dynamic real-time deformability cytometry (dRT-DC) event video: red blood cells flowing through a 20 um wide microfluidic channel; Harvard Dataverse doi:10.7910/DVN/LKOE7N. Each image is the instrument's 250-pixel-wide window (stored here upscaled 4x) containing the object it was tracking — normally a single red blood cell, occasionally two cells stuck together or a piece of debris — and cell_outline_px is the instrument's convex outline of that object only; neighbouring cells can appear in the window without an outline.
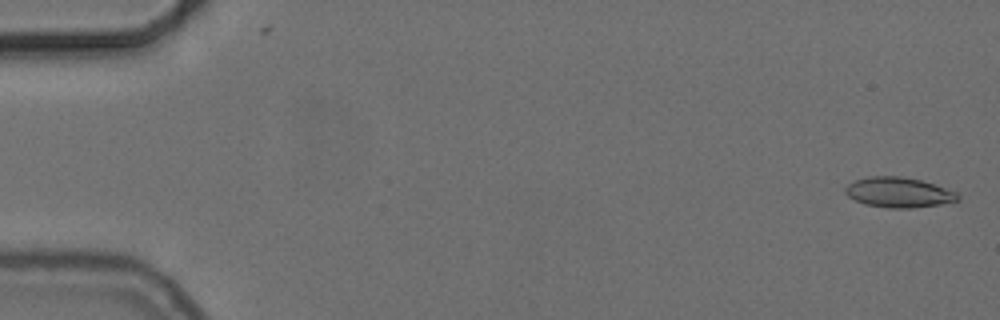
{"species": "common noctule bat (a hibernating species)", "species_latin": "Nyctalus noctula", "temperature_condition": "cold", "stored_images_in_passage": 56, "camera_frame_rate_fps": 3000, "um_per_image_px": 0.085, "animal": {"sex": "female", "body_mass_g": 24.6, "forearm_length_mm": 56.2}, "frame": {"image": 1, "passage_image": 2, "time_ms": 0.333, "image_size_px": [1000, 320], "cell_outline_px": [[960, 200], [940, 204], [912, 208], [888, 208], [864, 204], [848, 196], [844, 192], [844, 188], [848, 184], [856, 180], [868, 176], [900, 176], [920, 180], [956, 192], [960, 196]], "centroid_in_image_um": [76.36, 16.36], "position_along_channel_um": 8.6, "area_um2": 19.65}}
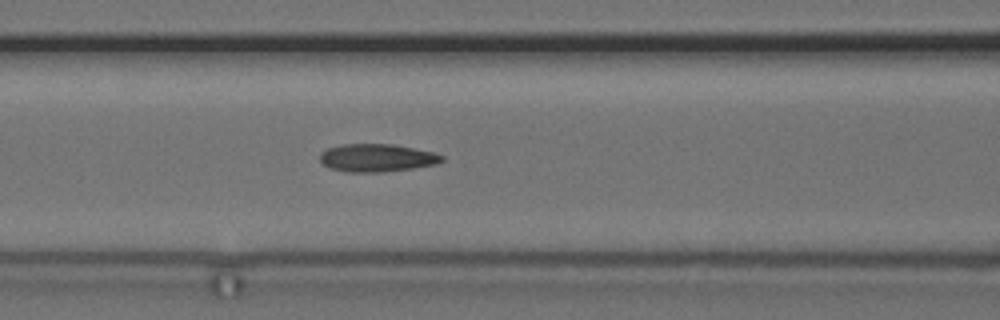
{"frame": {"image": 2, "passage_image": 24, "time_ms": 7.667, "image_size_px": [1000, 320], "cell_outline_px": [[444, 160], [436, 164], [412, 168], [380, 172], [348, 172], [328, 168], [320, 160], [320, 152], [328, 148], [344, 144], [392, 144], [432, 152], [444, 156]], "centroid_in_image_um": [32.01, 13.42], "position_along_channel_um": 134.6, "area_um2": 19.65}}
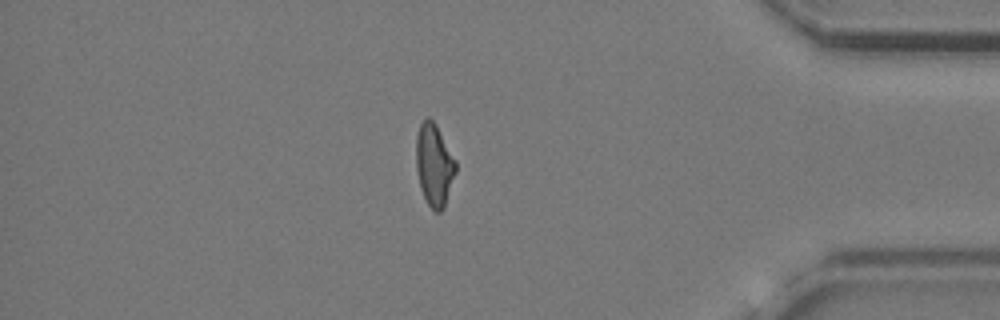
{"frame": {"image": 3, "passage_image": 48, "time_ms": 15.667, "image_size_px": [1000, 320], "cell_outline_px": [[456, 172], [444, 208], [440, 212], [436, 212], [428, 204], [424, 196], [420, 184], [416, 168], [416, 136], [420, 124], [428, 116], [436, 124], [456, 160]], "centroid_in_image_um": [36.91, 14.0], "position_along_channel_um": 398.3, "area_um2": 18.9}, "authors_computed_cell_mechanics": {"area_um2": 19.3052, "velocity_mm_per_s": 3.7146, "shape_relaxation_time_tau1_ms": null, "shape_relaxation_time_tau2_ms": 2.6589, "deformation_change_tau1": null, "deformation_change_tau2": 0.0984}}